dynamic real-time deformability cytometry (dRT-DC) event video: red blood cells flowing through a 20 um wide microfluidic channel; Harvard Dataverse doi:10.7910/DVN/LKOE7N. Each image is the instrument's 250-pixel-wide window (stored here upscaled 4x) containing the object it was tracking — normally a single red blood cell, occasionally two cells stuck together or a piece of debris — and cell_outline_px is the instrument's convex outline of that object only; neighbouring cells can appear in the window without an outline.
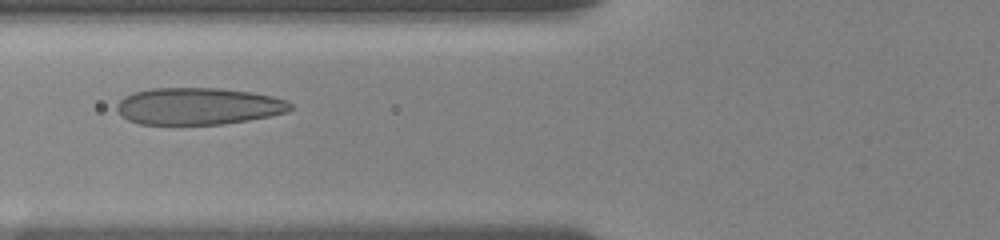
{"species": "human", "species_latin": "Homo sapiens", "temperature_condition": "room temperature", "stored_images_in_passage": 77, "camera_frame_rate_fps": 3000, "um_per_image_px": 0.085, "donor": {"sex": "female"}, "frame": {"image": 1, "passage_image": 22, "time_ms": 5.333, "image_size_px": [1000, 240], "cell_outline_px": [[296, 108], [288, 112], [248, 120], [224, 124], [140, 124], [128, 120], [120, 116], [116, 112], [116, 104], [124, 96], [132, 92], [152, 88], [220, 88], [252, 92], [272, 96], [288, 100]], "centroid_in_image_um": [16.86, 9.02], "position_along_channel_um": 108.9, "area_um2": 37.8}}
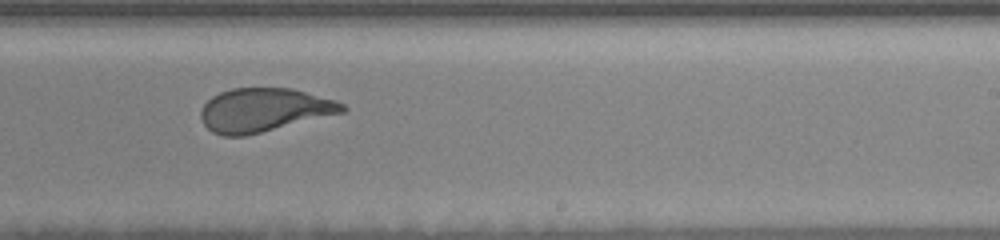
{"frame": {"image": 2, "passage_image": 42, "time_ms": 9.667, "image_size_px": [1000, 240], "cell_outline_px": [[348, 108], [344, 112], [244, 136], [224, 136], [212, 132], [204, 124], [200, 116], [200, 112], [204, 104], [212, 96], [220, 92], [232, 88], [292, 88], [336, 100], [344, 104]], "centroid_in_image_um": [22.43, 9.34], "position_along_channel_um": 266.6, "area_um2": 35.78}}
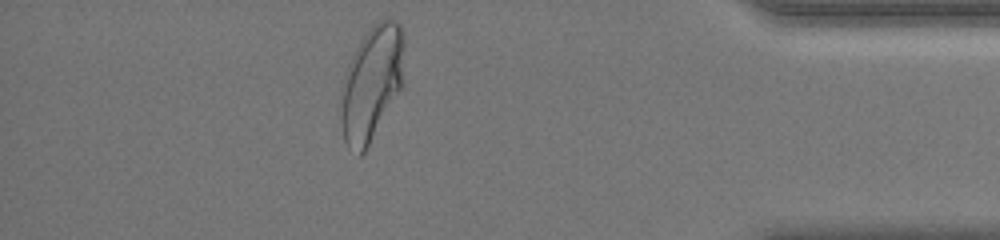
{"frame": {"image": 3, "passage_image": 69, "time_ms": 14.333, "image_size_px": [1000, 240], "cell_outline_px": [[404, 84], [364, 152], [360, 156], [356, 156], [348, 148], [344, 140], [340, 120], [340, 112], [344, 76], [348, 64], [360, 40], [372, 24], [388, 16], [396, 20], [400, 24], [404, 32]], "centroid_in_image_um": [31.61, 7.04], "position_along_channel_um": 403.6, "area_um2": 42.95}, "authors_computed_cell_mechanics": {"area_um2": 38.0902, "velocity_mm_per_s": 3.6495, "shape_relaxation_time_tau1_ms": 4.6387, "shape_relaxation_time_tau2_ms": null, "deformation_change_tau1": 0.1752, "deformation_change_tau2": null}}